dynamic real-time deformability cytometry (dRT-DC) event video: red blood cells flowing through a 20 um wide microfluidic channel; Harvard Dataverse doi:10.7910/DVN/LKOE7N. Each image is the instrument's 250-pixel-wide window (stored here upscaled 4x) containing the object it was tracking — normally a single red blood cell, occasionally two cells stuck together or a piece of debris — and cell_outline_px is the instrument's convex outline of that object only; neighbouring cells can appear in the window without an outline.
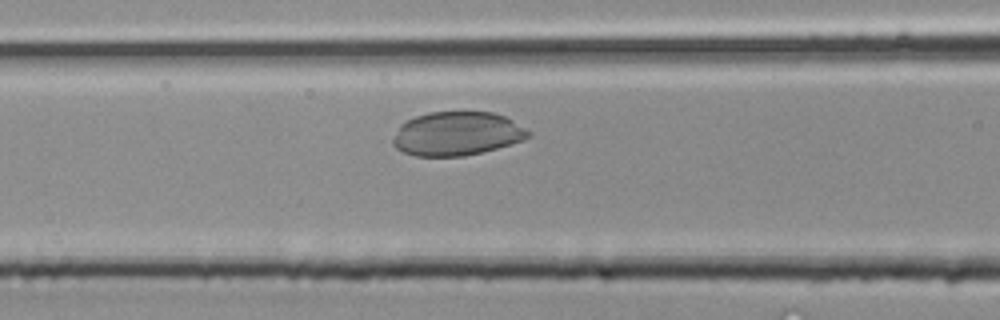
{"species": "common noctule bat (a hibernating species)", "species_latin": "Nyctalus noctula", "temperature_condition": "room temperature", "stored_images_in_passage": 27, "camera_frame_rate_fps": 3000, "um_per_image_px": 0.085, "animal": {"sex": "male", "body_mass_g": 20.4}, "frame": {"image": 1, "passage_image": 9, "time_ms": 2.667, "image_size_px": [1000, 320], "cell_outline_px": [[532, 136], [524, 140], [496, 148], [464, 156], [416, 156], [404, 152], [396, 148], [392, 144], [392, 140], [400, 124], [416, 116], [428, 112], [492, 112], [504, 116], [512, 120], [532, 132]], "centroid_in_image_um": [38.85, 11.36], "position_along_channel_um": 127.8, "area_um2": 34.51}}
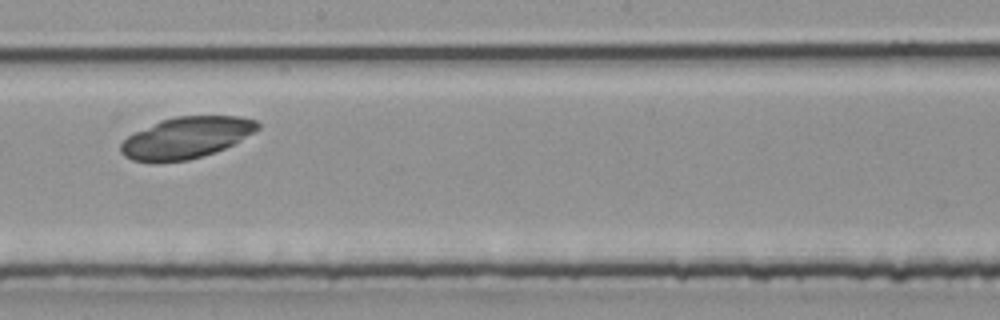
{"frame": {"image": 2, "passage_image": 14, "time_ms": 4.333, "image_size_px": [1000, 320], "cell_outline_px": [[260, 128], [232, 144], [216, 152], [188, 160], [156, 164], [152, 164], [132, 160], [124, 156], [120, 152], [120, 144], [128, 136], [160, 120], [176, 116], [240, 116], [256, 120], [260, 124]], "centroid_in_image_um": [15.79, 11.73], "position_along_channel_um": 232.4, "area_um2": 33.23}}
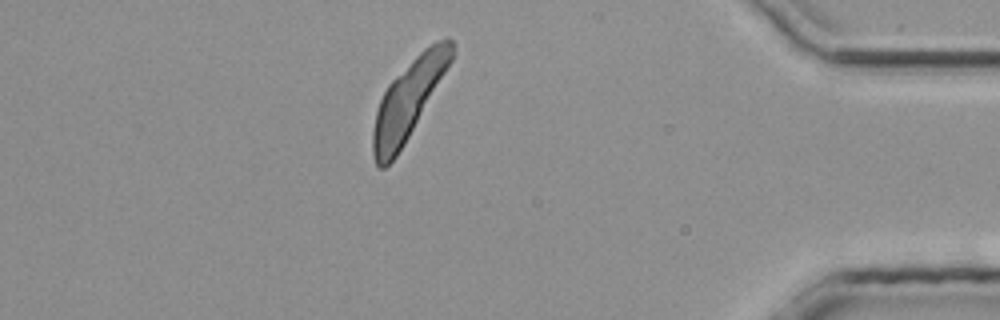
{"frame": {"image": 3, "passage_image": 24, "time_ms": 7.667, "image_size_px": [1000, 320], "cell_outline_px": [[456, 52], [452, 60], [404, 144], [396, 156], [384, 168], [376, 168], [372, 156], [372, 132], [376, 112], [380, 100], [388, 84], [424, 48], [436, 40], [448, 36], [456, 44]], "centroid_in_image_um": [34.72, 8.45], "position_along_channel_um": 400.5, "area_um2": 35.6}}